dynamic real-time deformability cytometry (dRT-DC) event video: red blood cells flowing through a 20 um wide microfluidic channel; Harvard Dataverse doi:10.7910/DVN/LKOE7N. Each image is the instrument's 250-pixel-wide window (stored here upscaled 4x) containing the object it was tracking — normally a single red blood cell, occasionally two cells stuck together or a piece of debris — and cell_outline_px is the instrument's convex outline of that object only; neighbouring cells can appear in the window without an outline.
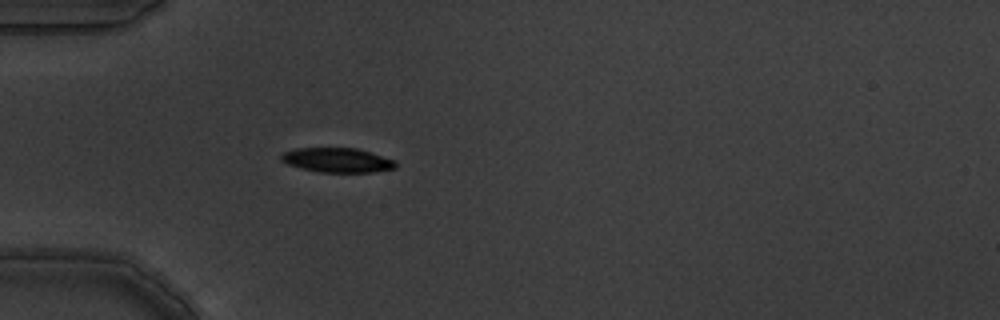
{"species": "common noctule bat (a hibernating species)", "species_latin": "Nyctalus noctula", "temperature_condition": "warm", "stored_images_in_passage": 5, "camera_frame_rate_fps": 3000, "um_per_image_px": 0.085, "animal": {"sex": "male", "body_mass_g": 19.5, "forearm_length_mm": 54.6}, "frame": {"image": 1, "passage_image": 5, "time_ms": 1.333, "image_size_px": [1000, 320], "cell_outline_px": [[396, 168], [372, 172], [320, 172], [300, 168], [288, 164], [280, 160], [280, 156], [284, 152], [296, 148], [356, 148], [396, 160]], "centroid_in_image_um": [28.66, 13.61], "position_along_channel_um": 56.3, "area_um2": 16.3}}